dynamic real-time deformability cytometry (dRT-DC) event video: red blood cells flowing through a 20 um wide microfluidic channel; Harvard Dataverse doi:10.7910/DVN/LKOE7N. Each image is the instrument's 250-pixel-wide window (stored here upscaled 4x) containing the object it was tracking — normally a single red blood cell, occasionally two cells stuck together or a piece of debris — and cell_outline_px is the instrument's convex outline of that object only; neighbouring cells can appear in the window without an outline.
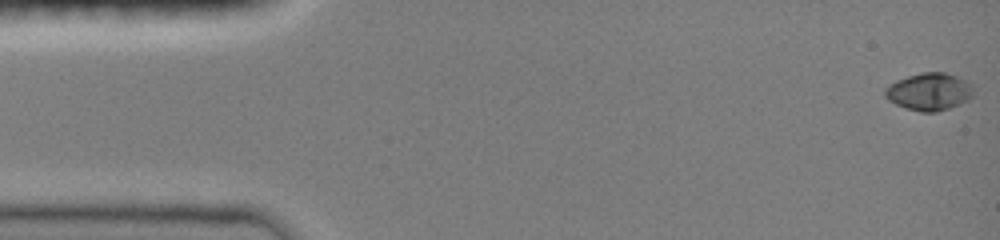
{"species": "common noctule bat (a hibernating species)", "species_latin": "Nyctalus noctula", "temperature_condition": "room temperature", "stored_images_in_passage": 34, "camera_frame_rate_fps": 3000, "um_per_image_px": 0.085, "animal": {"sex": "female", "body_mass_g": 19.0, "forearm_length_mm": 51.5}, "frame": {"image": 1, "passage_image": 1, "time_ms": 0.0, "image_size_px": [1000, 240], "cell_outline_px": [[972, 96], [968, 100], [960, 104], [936, 112], [920, 112], [896, 104], [888, 100], [884, 96], [884, 88], [896, 80], [908, 76], [924, 72], [944, 72], [968, 80], [972, 84]], "centroid_in_image_um": [78.98, 7.78], "position_along_channel_um": 6.0, "area_um2": 19.31}}
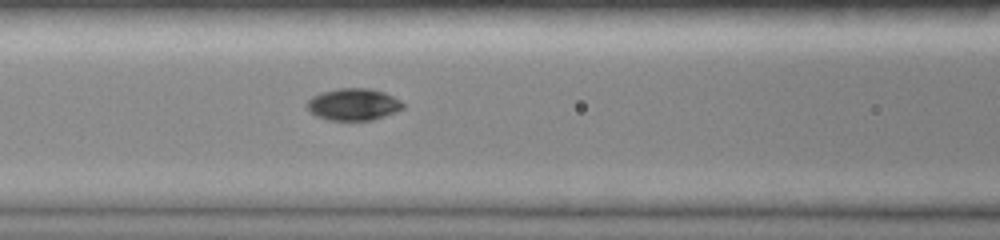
{"frame": {"image": 2, "passage_image": 19, "time_ms": 6.333, "image_size_px": [1000, 240], "cell_outline_px": [[404, 108], [396, 112], [372, 120], [328, 120], [316, 116], [308, 108], [308, 100], [312, 96], [320, 92], [340, 88], [368, 88], [384, 92], [400, 100], [404, 104]], "centroid_in_image_um": [30.05, 8.87], "position_along_channel_um": 136.5, "area_um2": 17.8}}
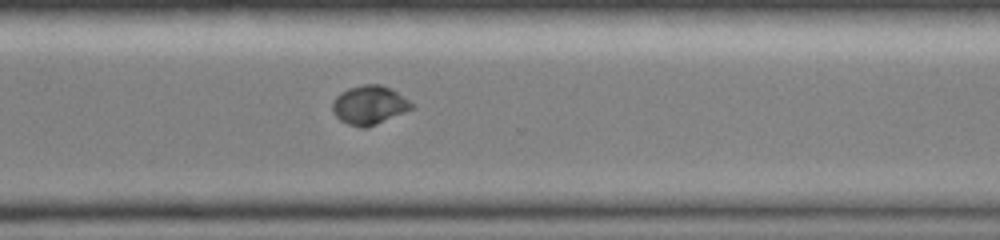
{"frame": {"image": 3, "passage_image": 34, "time_ms": 11.333, "image_size_px": [1000, 240], "cell_outline_px": [[416, 108], [376, 124], [364, 128], [360, 128], [348, 124], [340, 120], [332, 112], [332, 100], [340, 92], [348, 88], [364, 84], [380, 84], [392, 88], [416, 104]], "centroid_in_image_um": [31.42, 8.92], "position_along_channel_um": 339.2, "area_um2": 18.32}}